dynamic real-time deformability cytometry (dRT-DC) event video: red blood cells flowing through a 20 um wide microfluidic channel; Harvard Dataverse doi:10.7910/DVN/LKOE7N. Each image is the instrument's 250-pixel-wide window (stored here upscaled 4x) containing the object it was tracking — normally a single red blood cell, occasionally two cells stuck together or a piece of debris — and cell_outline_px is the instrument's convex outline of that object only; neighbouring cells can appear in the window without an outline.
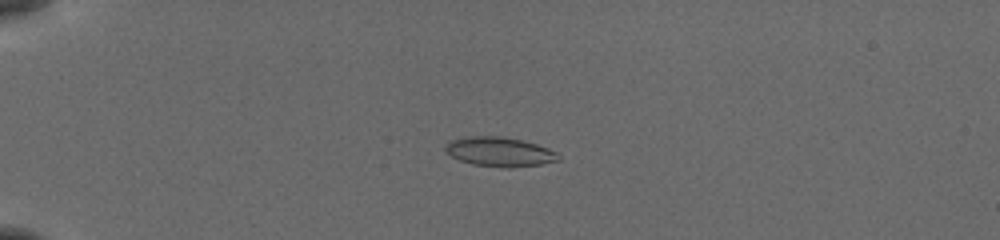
{"species": "common noctule bat (a hibernating species)", "species_latin": "Nyctalus noctula", "temperature_condition": "cold", "stored_images_in_passage": 55, "camera_frame_rate_fps": 3000, "um_per_image_px": 0.085, "animal": {"sex": "female", "body_mass_g": 19.5, "forearm_length_mm": 54.1}, "frame": {"image": 1, "passage_image": 15, "time_ms": 4.667, "image_size_px": [1000, 240], "cell_outline_px": [[560, 160], [540, 164], [508, 168], [472, 164], [460, 160], [452, 156], [444, 148], [452, 140], [468, 136], [500, 136], [520, 140], [536, 144], [548, 148], [556, 152]], "centroid_in_image_um": [42.47, 12.9], "position_along_channel_um": 42.5, "area_um2": 19.02}}
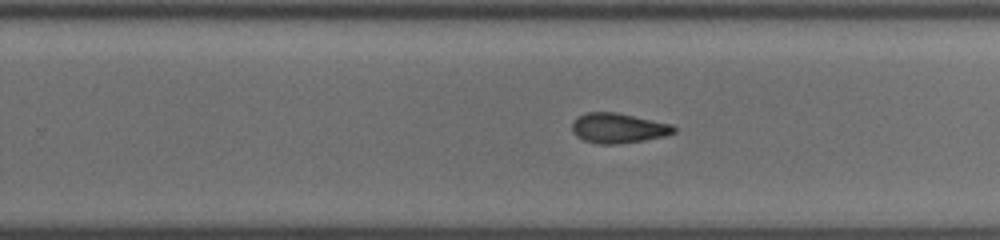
{"frame": {"image": 2, "passage_image": 37, "time_ms": 12.0, "image_size_px": [1000, 240], "cell_outline_px": [[676, 132], [664, 136], [644, 140], [612, 144], [600, 144], [584, 140], [576, 136], [572, 132], [572, 124], [584, 112], [616, 112], [672, 124], [676, 128]], "centroid_in_image_um": [52.56, 10.88], "position_along_channel_um": 277.2, "area_um2": 17.63}}
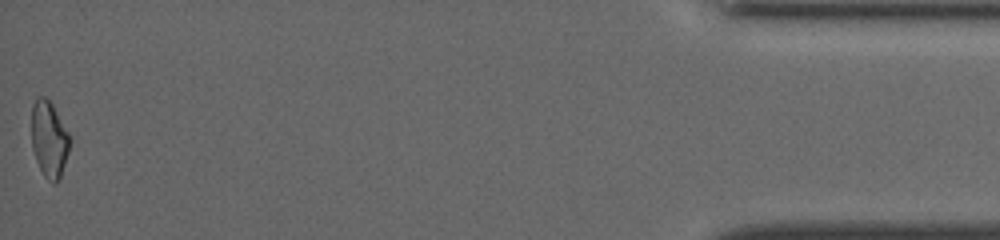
{"frame": {"image": 3, "passage_image": 55, "time_ms": 18.0, "image_size_px": [1000, 240], "cell_outline_px": [[68, 152], [60, 176], [56, 184], [52, 184], [44, 176], [36, 160], [32, 148], [32, 104], [36, 96], [44, 96], [52, 104], [68, 132]], "centroid_in_image_um": [4.14, 11.82], "position_along_channel_um": 431.1, "area_um2": 16.7}, "authors_computed_cell_mechanics": {"area_um2": 18.2648, "velocity_mm_per_s": 3.8685, "shape_relaxation_time_tau1_ms": null, "shape_relaxation_time_tau2_ms": 3.99, "deformation_change_tau1": null, "deformation_change_tau2": 0.1041}}